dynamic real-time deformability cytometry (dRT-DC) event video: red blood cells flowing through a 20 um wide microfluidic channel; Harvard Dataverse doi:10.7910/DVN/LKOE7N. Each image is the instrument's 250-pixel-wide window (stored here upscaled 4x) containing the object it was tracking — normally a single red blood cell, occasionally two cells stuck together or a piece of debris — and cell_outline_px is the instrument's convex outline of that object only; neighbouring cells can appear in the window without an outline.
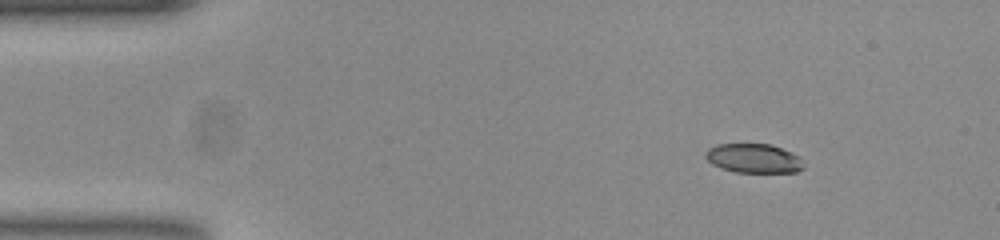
{"species": "common noctule bat (a hibernating species)", "species_latin": "Nyctalus noctula", "temperature_condition": "room temperature", "stored_images_in_passage": 54, "camera_frame_rate_fps": 3000, "um_per_image_px": 0.085, "animal": {"sex": "female", "body_mass_g": 23.0, "forearm_length_mm": 53.4}, "frame": {"image": 1, "passage_image": 7, "time_ms": 2.0, "image_size_px": [1000, 240], "cell_outline_px": [[804, 168], [796, 172], [736, 172], [720, 168], [712, 164], [704, 156], [704, 152], [708, 148], [716, 144], [768, 144], [792, 152], [800, 156], [804, 164]], "centroid_in_image_um": [64.05, 13.46], "position_along_channel_um": 20.9, "area_um2": 16.82}}
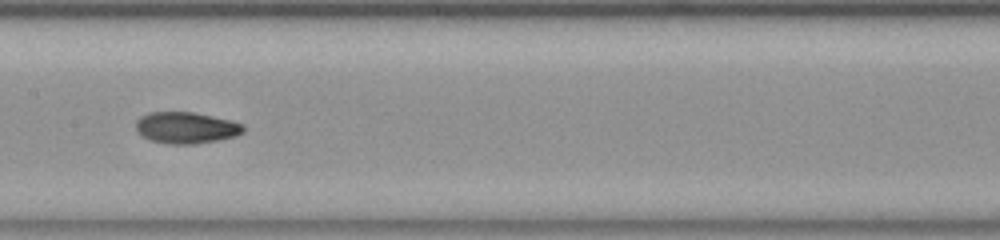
{"frame": {"image": 2, "passage_image": 27, "time_ms": 8.667, "image_size_px": [1000, 240], "cell_outline_px": [[244, 132], [236, 136], [196, 144], [168, 144], [148, 140], [140, 136], [136, 132], [136, 120], [140, 116], [148, 112], [192, 112], [232, 120], [244, 124]], "centroid_in_image_um": [15.78, 10.86], "position_along_channel_um": 191.6, "area_um2": 20.0}}
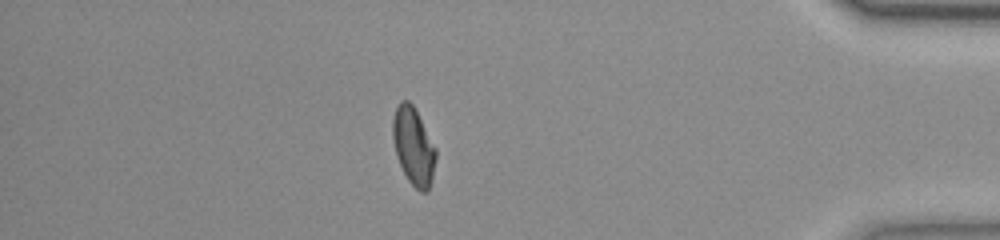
{"frame": {"image": 3, "passage_image": 47, "time_ms": 15.333, "image_size_px": [1000, 240], "cell_outline_px": [[436, 156], [432, 180], [428, 192], [420, 192], [408, 180], [396, 156], [392, 136], [392, 120], [396, 108], [400, 100], [408, 100], [412, 104], [436, 148]], "centroid_in_image_um": [35.14, 12.44], "position_along_channel_um": 400.1, "area_um2": 19.36}, "authors_computed_cell_mechanics": {"area_um2": 19.1318, "velocity_mm_per_s": 3.7763, "shape_relaxation_time_tau1_ms": null, "shape_relaxation_time_tau2_ms": 2.2781, "deformation_change_tau1": null, "deformation_change_tau2": 0.0678}}